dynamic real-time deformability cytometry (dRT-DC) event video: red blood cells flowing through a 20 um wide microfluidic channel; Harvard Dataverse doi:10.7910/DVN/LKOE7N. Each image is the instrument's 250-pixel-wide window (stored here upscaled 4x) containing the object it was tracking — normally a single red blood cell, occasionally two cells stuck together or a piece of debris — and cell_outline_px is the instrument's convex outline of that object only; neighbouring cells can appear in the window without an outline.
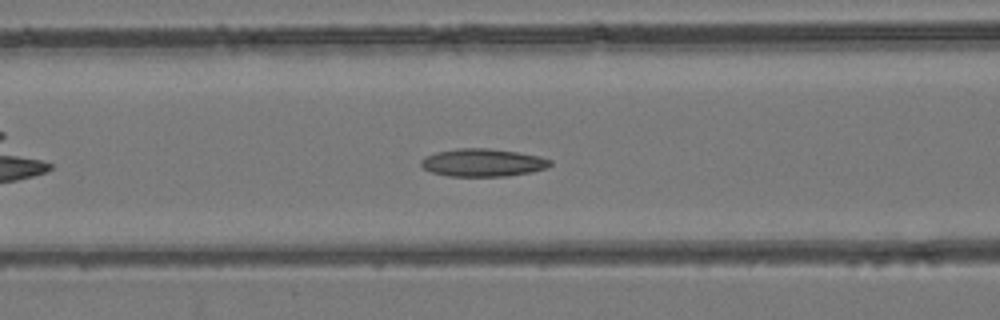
{"species": "common noctule bat (a hibernating species)", "species_latin": "Nyctalus noctula", "temperature_condition": "room temperature", "stored_images_in_passage": 31, "camera_frame_rate_fps": 3000, "um_per_image_px": 0.085, "animal": {"sex": "female", "body_mass_g": 24.6, "forearm_length_mm": 56.2}, "frame": {"image": 1, "passage_image": 10, "time_ms": 3.0, "image_size_px": [1000, 320], "cell_outline_px": [[552, 164], [548, 168], [532, 172], [508, 176], [448, 176], [432, 172], [424, 168], [420, 164], [420, 160], [424, 156], [436, 152], [456, 148], [488, 148], [516, 152], [540, 156], [552, 160]], "centroid_in_image_um": [41.05, 13.82], "position_along_channel_um": 125.6, "area_um2": 21.1}}
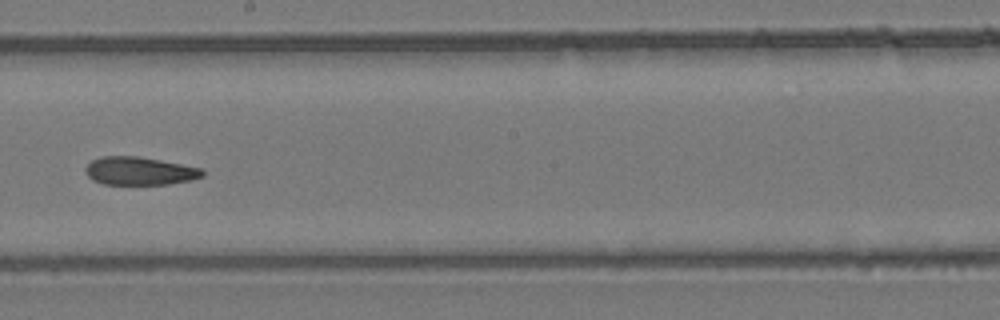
{"frame": {"image": 2, "passage_image": 18, "time_ms": 5.667, "image_size_px": [1000, 320], "cell_outline_px": [[204, 176], [192, 180], [168, 184], [104, 184], [92, 180], [88, 176], [84, 168], [92, 160], [100, 156], [136, 156], [160, 160], [204, 168]], "centroid_in_image_um": [11.88, 14.53], "position_along_channel_um": 236.3, "area_um2": 19.25}}
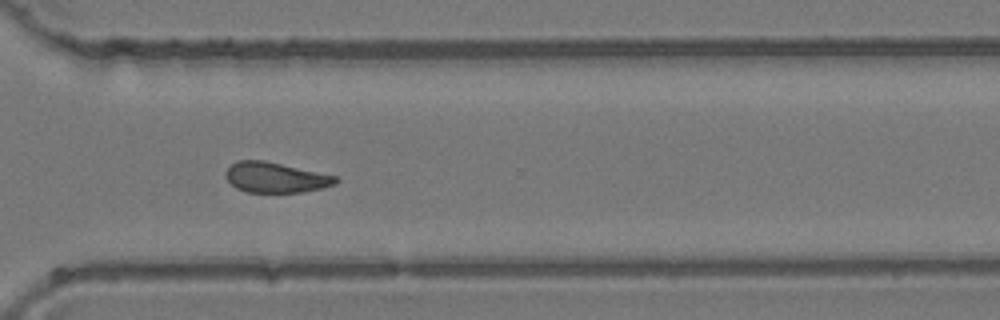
{"frame": {"image": 3, "passage_image": 26, "time_ms": 8.333, "image_size_px": [1000, 320], "cell_outline_px": [[340, 180], [336, 184], [324, 188], [304, 192], [248, 192], [236, 188], [224, 176], [224, 172], [236, 160], [264, 160], [336, 176]], "centroid_in_image_um": [23.43, 15.08], "position_along_channel_um": 347.2, "area_um2": 19.48}}